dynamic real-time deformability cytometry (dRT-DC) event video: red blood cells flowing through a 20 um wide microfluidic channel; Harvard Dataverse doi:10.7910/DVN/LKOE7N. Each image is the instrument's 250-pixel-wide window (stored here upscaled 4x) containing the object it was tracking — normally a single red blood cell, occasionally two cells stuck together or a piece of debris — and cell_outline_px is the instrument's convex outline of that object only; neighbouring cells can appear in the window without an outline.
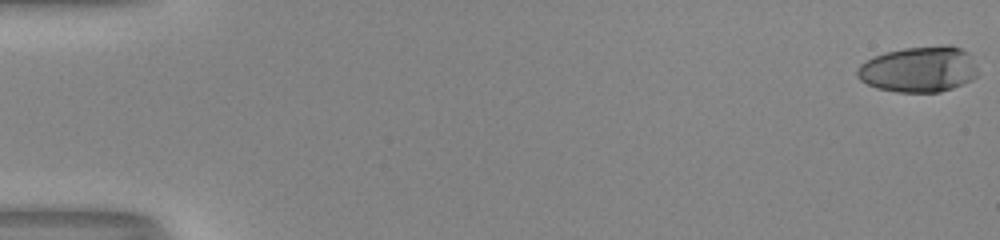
{"species": "human", "species_latin": "Homo sapiens", "temperature_condition": "room temperature", "stored_images_in_passage": 54, "camera_frame_rate_fps": 3000, "um_per_image_px": 0.085, "donor": {"sex": "male"}, "frame": {"image": 1, "passage_image": 1, "time_ms": 0.0, "image_size_px": [1000, 240], "cell_outline_px": [[976, 76], [972, 80], [952, 88], [940, 92], [896, 92], [876, 88], [860, 80], [856, 76], [856, 68], [860, 64], [884, 52], [904, 48], [940, 44], [952, 44], [968, 52], [976, 68]], "centroid_in_image_um": [78.09, 5.88], "position_along_channel_um": 6.9, "area_um2": 32.43}}
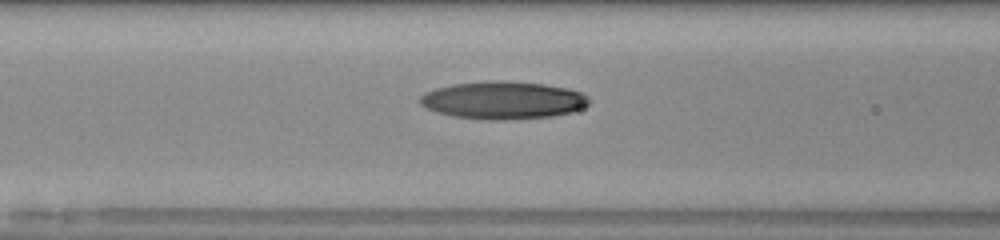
{"frame": {"image": 2, "passage_image": 24, "time_ms": 7.667, "image_size_px": [1000, 240], "cell_outline_px": [[592, 100], [588, 104], [572, 112], [552, 116], [504, 120], [492, 120], [452, 116], [436, 112], [420, 104], [420, 96], [424, 92], [436, 88], [452, 84], [492, 80], [508, 80], [544, 84], [568, 88], [580, 92], [588, 96]], "centroid_in_image_um": [42.77, 8.51], "position_along_channel_um": 123.8, "area_um2": 37.28}}
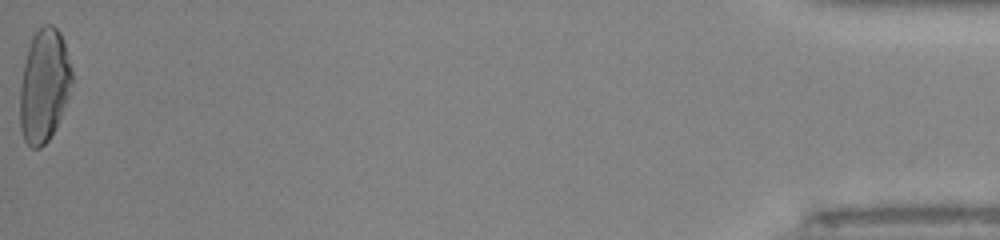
{"frame": {"image": 3, "passage_image": 54, "time_ms": 17.667, "image_size_px": [1000, 240], "cell_outline_px": [[72, 80], [68, 96], [56, 128], [48, 140], [40, 148], [32, 148], [24, 140], [20, 128], [20, 84], [24, 64], [28, 48], [32, 36], [44, 24], [52, 24], [60, 32], [64, 44], [72, 72]], "centroid_in_image_um": [3.73, 7.29], "position_along_channel_um": 431.5, "area_um2": 34.04}, "authors_computed_cell_mechanics": {"area_um2": 34.4199, "velocity_mm_per_s": 4.0739, "shape_relaxation_time_tau1_ms": 5.5079, "shape_relaxation_time_tau2_ms": 2.5413, "deformation_change_tau1": 0.2277, "deformation_change_tau2": 0.087}}